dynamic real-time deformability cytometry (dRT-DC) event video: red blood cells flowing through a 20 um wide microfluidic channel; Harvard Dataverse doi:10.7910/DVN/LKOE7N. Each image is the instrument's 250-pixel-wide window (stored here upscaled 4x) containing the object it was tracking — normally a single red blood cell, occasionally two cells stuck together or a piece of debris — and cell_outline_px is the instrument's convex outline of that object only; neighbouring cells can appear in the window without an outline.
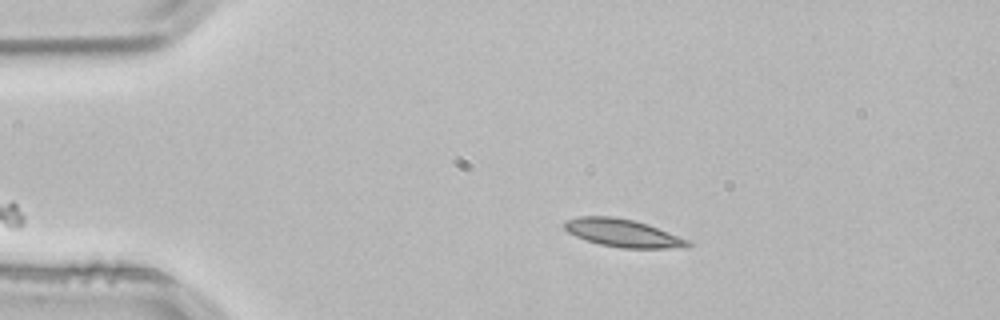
{"species": "common noctule bat (a hibernating species)", "species_latin": "Nyctalus noctula", "temperature_condition": "room temperature", "stored_images_in_passage": 44, "camera_frame_rate_fps": 3000, "um_per_image_px": 0.085, "animal": {"sex": "male", "body_mass_g": 21.5, "forearm_length_mm": 52.0}, "frame": {"image": 1, "passage_image": 1, "time_ms": 0.0, "image_size_px": [1000, 320], "cell_outline_px": [[692, 244], [688, 248], [620, 248], [600, 244], [576, 236], [568, 232], [564, 228], [564, 220], [580, 216], [612, 216], [632, 220], [648, 224], [688, 240]], "centroid_in_image_um": [52.94, 19.81], "position_along_channel_um": 32.1, "area_um2": 19.94}}
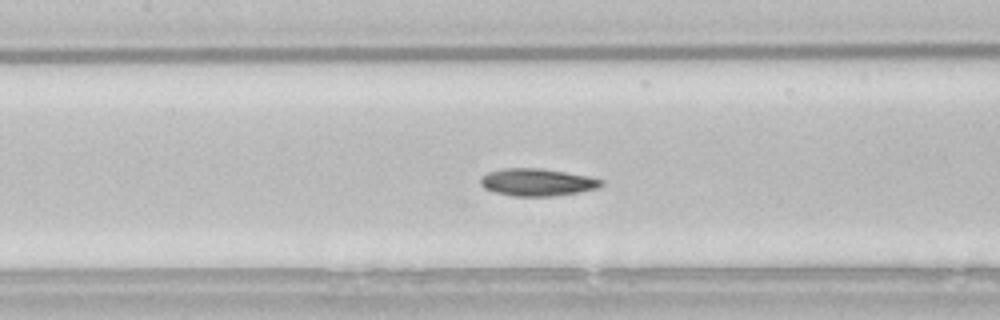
{"frame": {"image": 2, "passage_image": 15, "time_ms": 4.667, "image_size_px": [1000, 320], "cell_outline_px": [[604, 184], [596, 188], [580, 192], [552, 196], [512, 196], [496, 192], [484, 188], [480, 184], [480, 176], [488, 172], [504, 168], [540, 168], [588, 176], [604, 180]], "centroid_in_image_um": [45.64, 15.49], "position_along_channel_um": 161.8, "area_um2": 19.25}}
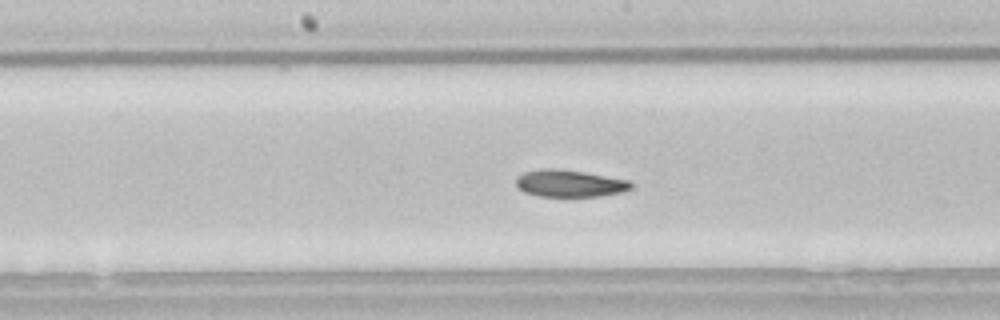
{"frame": {"image": 3, "passage_image": 18, "time_ms": 5.667, "image_size_px": [1000, 320], "cell_outline_px": [[636, 184], [632, 188], [620, 192], [600, 196], [540, 196], [524, 192], [516, 184], [516, 176], [524, 172], [540, 168], [556, 168], [584, 172], [632, 180]], "centroid_in_image_um": [48.45, 15.57], "position_along_channel_um": 199.7, "area_um2": 18.32}, "authors_computed_cell_mechanics": {"area_um2": 18.9295, "velocity_mm_per_s": 3.8099, "shape_relaxation_time_tau1_ms": 4.9403, "shape_relaxation_time_tau2_ms": 5.7226, "deformation_change_tau1": 0.1331, "deformation_change_tau2": 0.097}}